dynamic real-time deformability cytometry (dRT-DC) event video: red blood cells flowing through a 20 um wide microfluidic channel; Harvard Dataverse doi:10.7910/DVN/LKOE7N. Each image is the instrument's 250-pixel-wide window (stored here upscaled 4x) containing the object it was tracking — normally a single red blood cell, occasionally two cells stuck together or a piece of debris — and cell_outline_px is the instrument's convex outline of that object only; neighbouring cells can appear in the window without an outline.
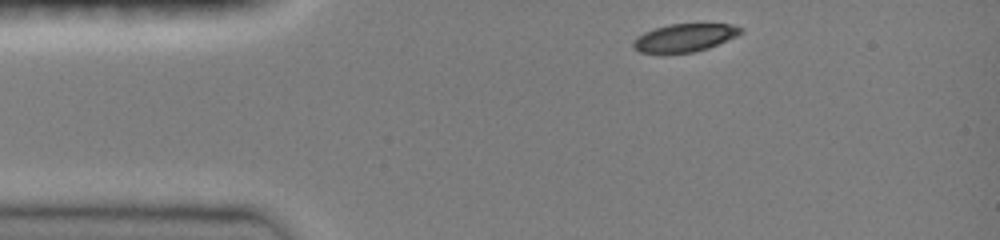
{"species": "common noctule bat (a hibernating species)", "species_latin": "Nyctalus noctula", "temperature_condition": "room temperature", "stored_images_in_passage": 36, "camera_frame_rate_fps": 3000, "um_per_image_px": 0.085, "animal": {"sex": "female", "body_mass_g": 19.0, "forearm_length_mm": 51.5}, "frame": {"image": 1, "passage_image": 1, "time_ms": 0.0, "image_size_px": [1000, 240], "cell_outline_px": [[744, 32], [736, 36], [708, 48], [692, 52], [640, 52], [632, 48], [632, 44], [636, 36], [644, 32], [668, 24], [732, 24], [744, 28]], "centroid_in_image_um": [58.2, 3.19], "position_along_channel_um": 26.8, "area_um2": 17.34}}
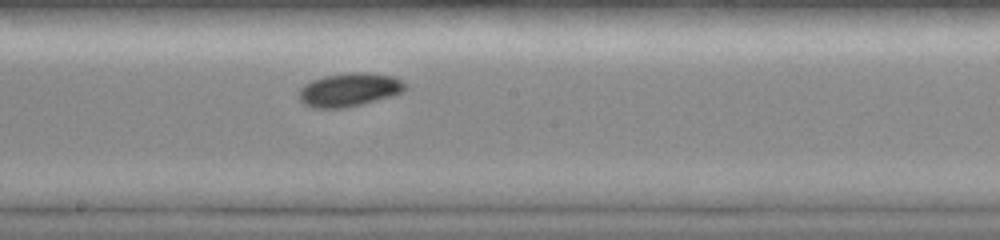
{"frame": {"image": 2, "passage_image": 19, "time_ms": 6.0, "image_size_px": [1000, 240], "cell_outline_px": [[408, 88], [404, 92], [392, 96], [344, 108], [312, 108], [304, 104], [296, 96], [300, 88], [304, 84], [312, 80], [324, 76], [352, 72], [368, 72], [392, 76], [408, 84]], "centroid_in_image_um": [29.68, 7.63], "position_along_channel_um": 218.5, "area_um2": 20.98}}
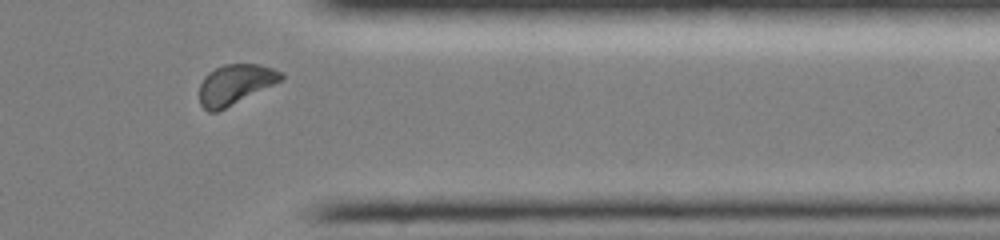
{"frame": {"image": 3, "passage_image": 32, "time_ms": 10.333, "image_size_px": [1000, 240], "cell_outline_px": [[284, 76], [280, 80], [216, 112], [208, 112], [200, 104], [200, 84], [204, 76], [208, 72], [224, 64], [260, 64], [284, 72]], "centroid_in_image_um": [19.95, 7.15], "position_along_channel_um": 391.4, "area_um2": 18.61}, "authors_computed_cell_mechanics": {"area_um2": 19.1896, "velocity_mm_per_s": 3.9997, "shape_relaxation_time_tau1_ms": 4.2515, "shape_relaxation_time_tau2_ms": null, "deformation_change_tau1": 0.11, "deformation_change_tau2": null}}